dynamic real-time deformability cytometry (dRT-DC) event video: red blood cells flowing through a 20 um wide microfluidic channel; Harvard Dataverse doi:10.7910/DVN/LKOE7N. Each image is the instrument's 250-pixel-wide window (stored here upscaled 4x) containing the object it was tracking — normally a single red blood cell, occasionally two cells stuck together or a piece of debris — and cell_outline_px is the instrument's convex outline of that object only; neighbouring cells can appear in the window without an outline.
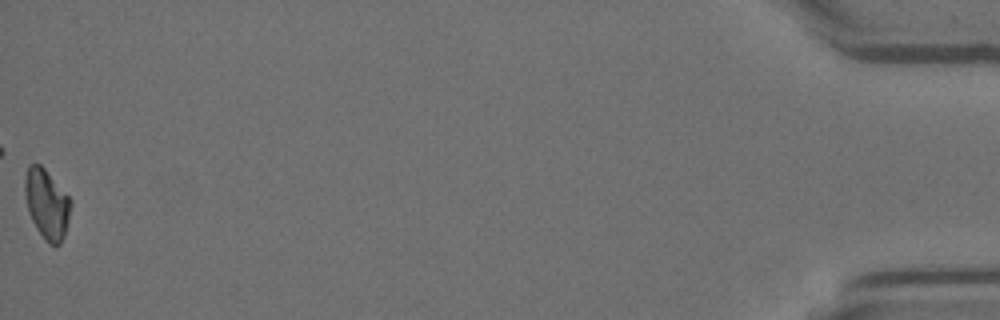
{"species": "Egyptian fruit bat (a non-hibernating species)", "species_latin": "Rousettus aegyptiacus", "temperature_condition": "room temperature", "stored_images_in_passage": 49, "camera_frame_rate_fps": 3000, "um_per_image_px": 0.085, "animal": {"sex": "female"}, "frame": {"image": 1, "passage_image": 49, "time_ms": 16.0, "image_size_px": [1000, 320], "cell_outline_px": [[72, 204], [64, 236], [60, 244], [56, 248], [48, 244], [36, 228], [32, 220], [28, 208], [24, 192], [24, 180], [28, 164], [40, 164], [44, 168], [72, 200]], "centroid_in_image_um": [3.98, 17.36], "position_along_channel_um": 431.2, "area_um2": 18.67}}